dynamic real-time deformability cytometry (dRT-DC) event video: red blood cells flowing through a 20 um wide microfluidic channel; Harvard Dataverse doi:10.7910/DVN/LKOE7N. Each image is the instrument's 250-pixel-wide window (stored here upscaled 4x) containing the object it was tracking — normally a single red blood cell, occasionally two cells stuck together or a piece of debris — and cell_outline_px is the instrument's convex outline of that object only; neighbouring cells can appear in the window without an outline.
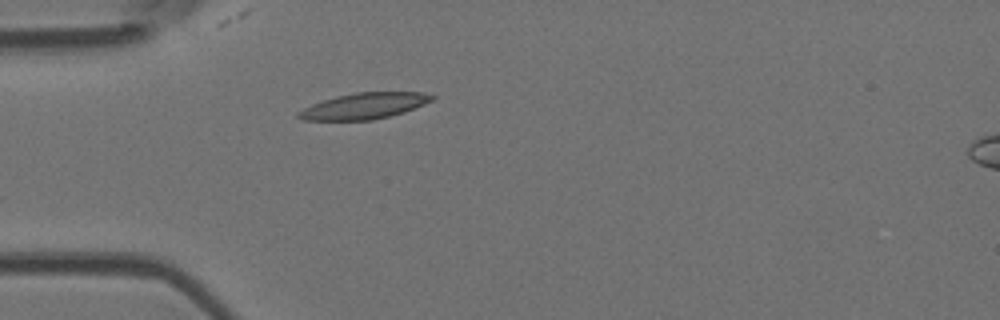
{"species": "Egyptian fruit bat (a non-hibernating species)", "species_latin": "Rousettus aegyptiacus", "temperature_condition": "room temperature", "stored_images_in_passage": 4, "camera_frame_rate_fps": 3000, "um_per_image_px": 0.085, "animal": {"sex": "female"}, "frame": {"image": 1, "passage_image": 4, "time_ms": 3.333, "image_size_px": [1000, 320], "cell_outline_px": [[436, 96], [432, 100], [424, 104], [404, 112], [372, 120], [304, 120], [296, 116], [296, 112], [312, 104], [336, 96], [356, 92], [424, 92]], "centroid_in_image_um": [30.95, 9.0], "position_along_channel_um": 54.1, "area_um2": 20.17}}